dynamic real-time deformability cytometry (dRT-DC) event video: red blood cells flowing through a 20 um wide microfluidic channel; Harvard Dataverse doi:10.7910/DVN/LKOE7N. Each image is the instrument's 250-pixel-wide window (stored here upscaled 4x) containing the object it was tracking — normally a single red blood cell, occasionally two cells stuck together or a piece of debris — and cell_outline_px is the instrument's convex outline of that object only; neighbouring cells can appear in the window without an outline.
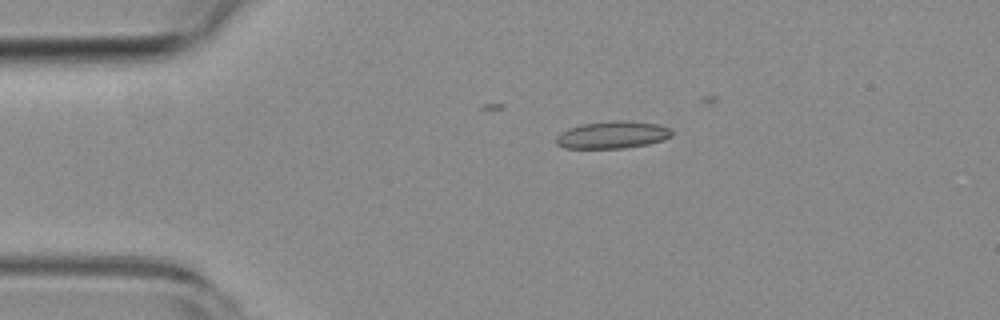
{"species": "common noctule bat (a hibernating species)", "species_latin": "Nyctalus noctula", "temperature_condition": "room temperature", "stored_images_in_passage": 6, "camera_frame_rate_fps": 3000, "um_per_image_px": 0.085, "animal": {"sex": "female", "body_mass_g": 19.3, "forearm_length_mm": 54.1}, "frame": {"image": 1, "passage_image": 3, "time_ms": 2.333, "image_size_px": [1000, 320], "cell_outline_px": [[672, 136], [664, 140], [648, 144], [624, 148], [564, 148], [556, 144], [556, 136], [560, 132], [568, 128], [580, 124], [612, 120], [624, 120], [660, 124], [672, 128]], "centroid_in_image_um": [52.08, 11.45], "position_along_channel_um": 32.9, "area_um2": 18.73}}
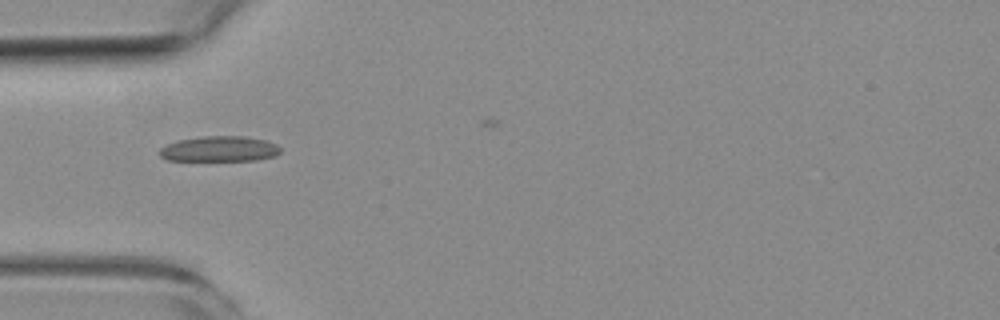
{"frame": {"image": 2, "passage_image": 5, "time_ms": 4.333, "image_size_px": [1000, 320], "cell_outline_px": [[280, 152], [276, 156], [256, 160], [168, 160], [160, 156], [160, 148], [176, 140], [204, 136], [244, 136], [264, 140], [276, 144], [280, 148]], "centroid_in_image_um": [18.66, 12.65], "position_along_channel_um": 66.3, "area_um2": 17.8}}